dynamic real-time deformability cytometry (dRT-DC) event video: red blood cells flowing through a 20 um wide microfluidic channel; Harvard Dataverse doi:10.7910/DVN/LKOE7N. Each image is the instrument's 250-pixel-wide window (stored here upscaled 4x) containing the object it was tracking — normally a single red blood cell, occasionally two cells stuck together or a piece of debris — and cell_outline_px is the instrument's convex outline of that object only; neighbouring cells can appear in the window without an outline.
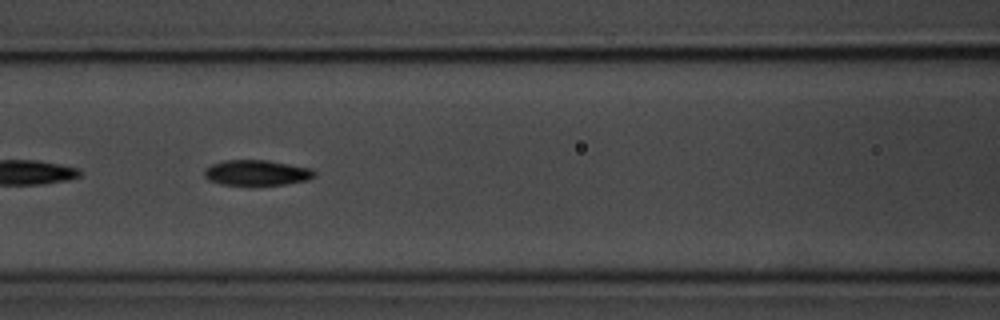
{"species": "common noctule bat (a hibernating species)", "species_latin": "Nyctalus noctula", "temperature_condition": "room temperature", "stored_images_in_passage": 20, "camera_frame_rate_fps": 3000, "um_per_image_px": 0.085, "animal": {"sex": "male", "body_mass_g": 20.1, "forearm_length_mm": 53.5}, "frame": {"image": 1, "passage_image": 9, "time_ms": 2.667, "image_size_px": [1000, 320], "cell_outline_px": [[316, 176], [308, 180], [284, 184], [252, 188], [248, 188], [220, 184], [208, 180], [204, 176], [204, 168], [212, 164], [224, 160], [268, 160], [312, 168], [316, 172]], "centroid_in_image_um": [21.8, 14.73], "position_along_channel_um": 144.8, "area_um2": 17.28}}